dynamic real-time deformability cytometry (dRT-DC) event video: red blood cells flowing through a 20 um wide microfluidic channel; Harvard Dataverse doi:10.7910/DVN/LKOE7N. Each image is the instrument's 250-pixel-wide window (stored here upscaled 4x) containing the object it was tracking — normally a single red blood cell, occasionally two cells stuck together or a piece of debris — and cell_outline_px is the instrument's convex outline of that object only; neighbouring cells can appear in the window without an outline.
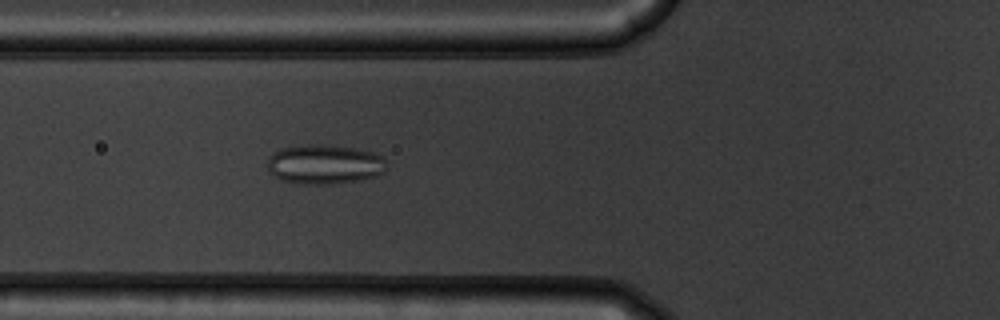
{"species": "common noctule bat (a hibernating species)", "species_latin": "Nyctalus noctula", "temperature_condition": "warm", "stored_images_in_passage": 55, "camera_frame_rate_fps": 3000, "um_per_image_px": 0.085, "animal": {"sex": "male", "body_mass_g": 19.5, "forearm_length_mm": 54.6}, "frame": {"image": 1, "passage_image": 21, "time_ms": 6.667, "image_size_px": [1000, 320], "cell_outline_px": [[384, 172], [376, 176], [360, 180], [332, 184], [296, 184], [284, 180], [268, 172], [268, 156], [272, 152], [280, 148], [308, 144], [320, 144], [356, 148], [372, 152], [380, 156], [384, 160]], "centroid_in_image_um": [27.54, 13.96], "position_along_channel_um": 98.3, "area_um2": 27.51}}
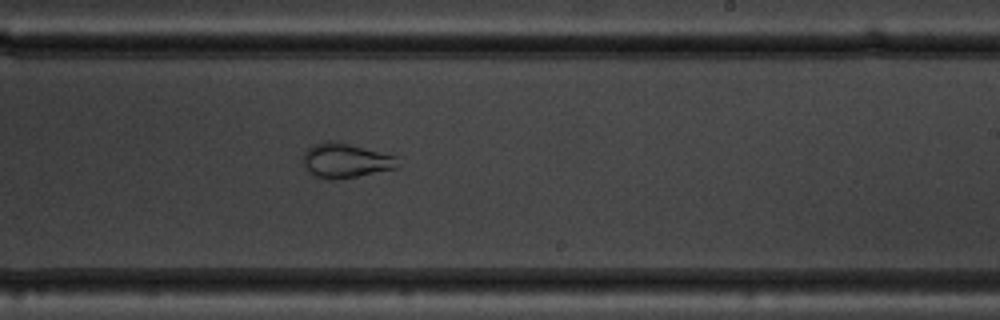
{"frame": {"image": 2, "passage_image": 34, "time_ms": 11.0, "image_size_px": [1000, 320], "cell_outline_px": [[396, 168], [356, 176], [332, 180], [316, 176], [308, 172], [304, 168], [304, 152], [308, 148], [316, 144], [328, 140], [336, 140], [396, 156]], "centroid_in_image_um": [29.33, 13.63], "position_along_channel_um": 259.7, "area_um2": 18.79}}
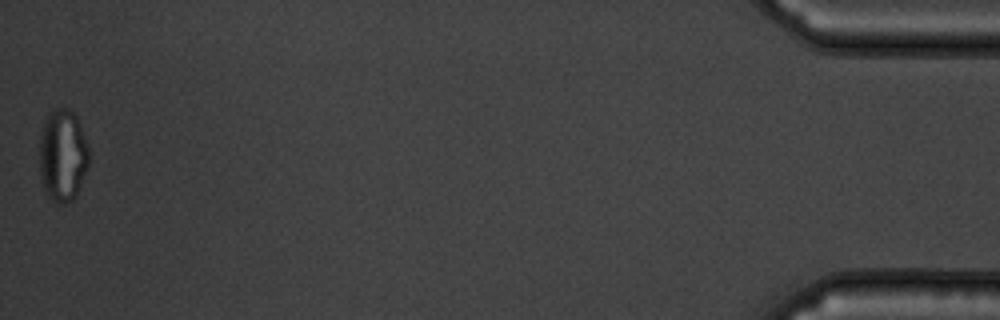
{"frame": {"image": 3, "passage_image": 55, "time_ms": 18.0, "image_size_px": [1000, 320], "cell_outline_px": [[88, 164], [76, 196], [72, 200], [64, 204], [56, 204], [48, 196], [44, 188], [40, 172], [40, 136], [44, 124], [48, 116], [56, 108], [68, 108], [76, 116], [80, 124], [88, 148]], "centroid_in_image_um": [5.33, 13.24], "position_along_channel_um": 429.9, "area_um2": 26.24}, "authors_computed_cell_mechanics": {"area_um2": 25.143, "velocity_mm_per_s": 3.7256, "shape_relaxation_time_tau1_ms": null, "shape_relaxation_time_tau2_ms": 0.8343, "deformation_change_tau1": null, "deformation_change_tau2": 0.0637}}